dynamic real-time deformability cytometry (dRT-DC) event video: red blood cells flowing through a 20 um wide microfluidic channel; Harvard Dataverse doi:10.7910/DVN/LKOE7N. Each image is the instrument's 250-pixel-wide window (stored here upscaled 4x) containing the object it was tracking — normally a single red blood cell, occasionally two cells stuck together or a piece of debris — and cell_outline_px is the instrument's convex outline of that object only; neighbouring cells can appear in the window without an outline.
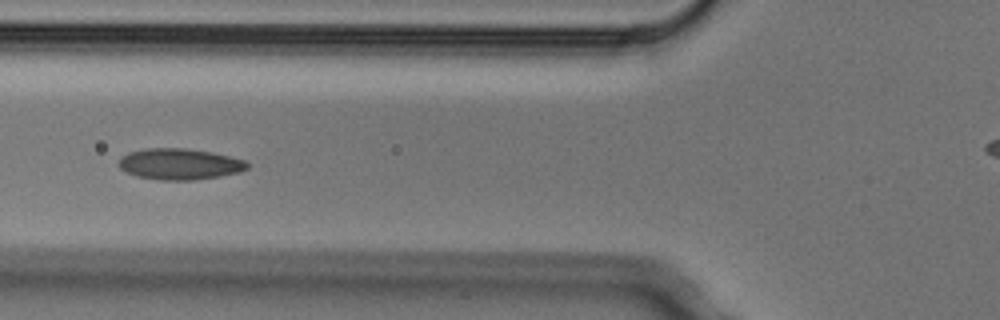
{"species": "Egyptian fruit bat (a non-hibernating species)", "species_latin": "Rousettus aegyptiacus", "temperature_condition": "cold", "stored_images_in_passage": 6, "camera_frame_rate_fps": 3000, "um_per_image_px": 0.085, "animal": {"sex": "male"}, "frame": {"image": 1, "passage_image": 6, "time_ms": 1.667, "image_size_px": [1000, 320], "cell_outline_px": [[248, 168], [240, 172], [220, 176], [192, 180], [160, 180], [136, 176], [120, 168], [116, 164], [120, 156], [128, 152], [144, 148], [184, 148], [212, 152], [244, 160], [248, 164]], "centroid_in_image_um": [15.21, 13.94], "position_along_channel_um": 110.6, "area_um2": 23.41}}